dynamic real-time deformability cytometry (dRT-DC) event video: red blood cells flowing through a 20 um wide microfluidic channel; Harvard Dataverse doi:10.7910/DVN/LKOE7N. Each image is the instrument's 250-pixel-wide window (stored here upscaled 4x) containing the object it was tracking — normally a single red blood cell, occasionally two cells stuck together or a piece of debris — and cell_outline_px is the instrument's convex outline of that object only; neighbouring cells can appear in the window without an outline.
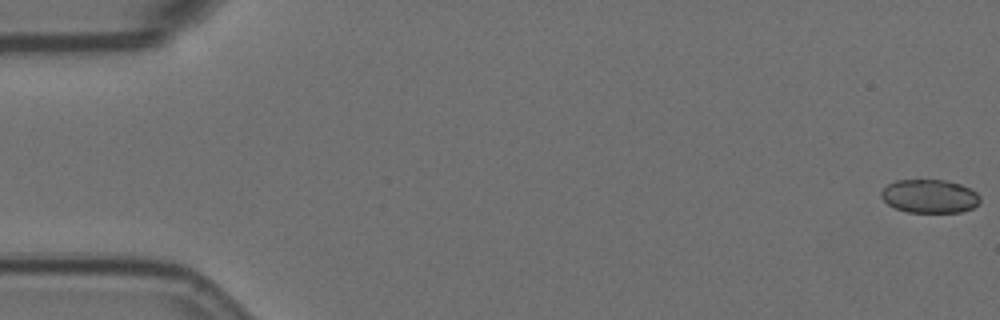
{"species": "Egyptian fruit bat (a non-hibernating species)", "species_latin": "Rousettus aegyptiacus", "temperature_condition": "room temperature", "stored_images_in_passage": 58, "camera_frame_rate_fps": 3000, "um_per_image_px": 0.085, "animal": {"sex": "female"}, "frame": {"image": 1, "passage_image": 1, "time_ms": 0.0, "image_size_px": [1000, 320], "cell_outline_px": [[980, 200], [972, 208], [960, 212], [908, 212], [896, 208], [888, 204], [880, 196], [880, 192], [888, 184], [896, 180], [944, 180], [960, 184], [976, 192], [980, 196]], "centroid_in_image_um": [78.99, 16.67], "position_along_channel_um": 6.0, "area_um2": 19.13}}
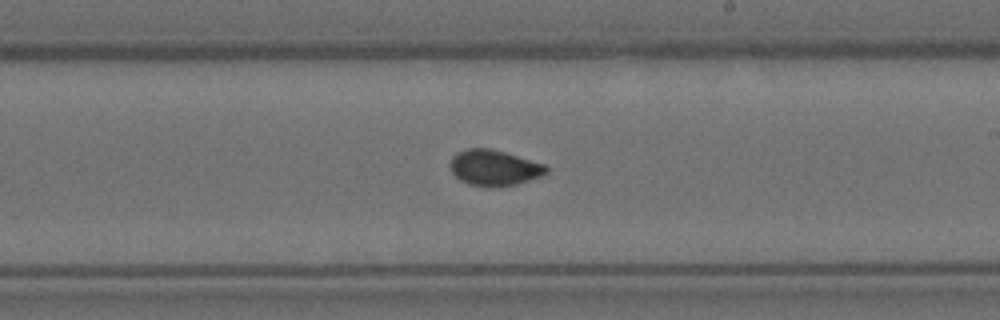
{"frame": {"image": 2, "passage_image": 34, "time_ms": 11.0, "image_size_px": [1000, 320], "cell_outline_px": [[548, 172], [544, 176], [516, 184], [488, 188], [468, 184], [460, 180], [452, 172], [448, 164], [452, 156], [456, 152], [468, 148], [492, 148], [544, 164], [548, 168]], "centroid_in_image_um": [41.98, 14.26], "position_along_channel_um": 247.0, "area_um2": 20.35}}
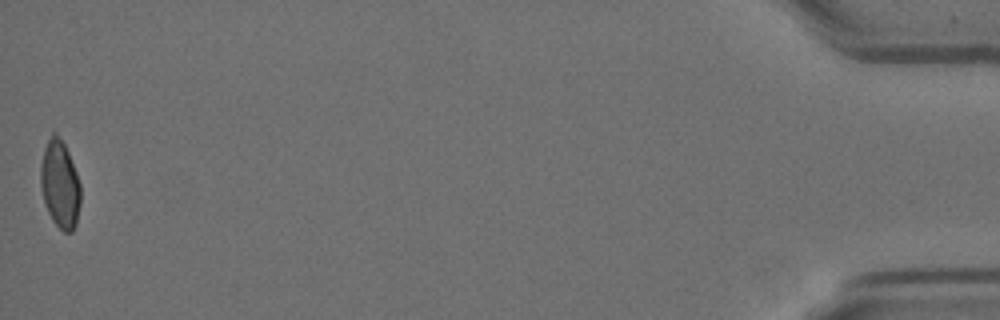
{"frame": {"image": 3, "passage_image": 58, "time_ms": 19.0, "image_size_px": [1000, 320], "cell_outline_px": [[80, 204], [76, 224], [72, 232], [64, 232], [52, 220], [44, 204], [40, 184], [40, 164], [44, 148], [52, 128], [56, 132], [64, 144], [68, 152], [76, 172], [80, 184]], "centroid_in_image_um": [5.07, 15.63], "position_along_channel_um": 430.1, "area_um2": 20.63}, "authors_computed_cell_mechanics": {"area_um2": 20.0855, "velocity_mm_per_s": 3.5281, "shape_relaxation_time_tau1_ms": null, "shape_relaxation_time_tau2_ms": 1.1646, "deformation_change_tau1": null, "deformation_change_tau2": 0.0251}}